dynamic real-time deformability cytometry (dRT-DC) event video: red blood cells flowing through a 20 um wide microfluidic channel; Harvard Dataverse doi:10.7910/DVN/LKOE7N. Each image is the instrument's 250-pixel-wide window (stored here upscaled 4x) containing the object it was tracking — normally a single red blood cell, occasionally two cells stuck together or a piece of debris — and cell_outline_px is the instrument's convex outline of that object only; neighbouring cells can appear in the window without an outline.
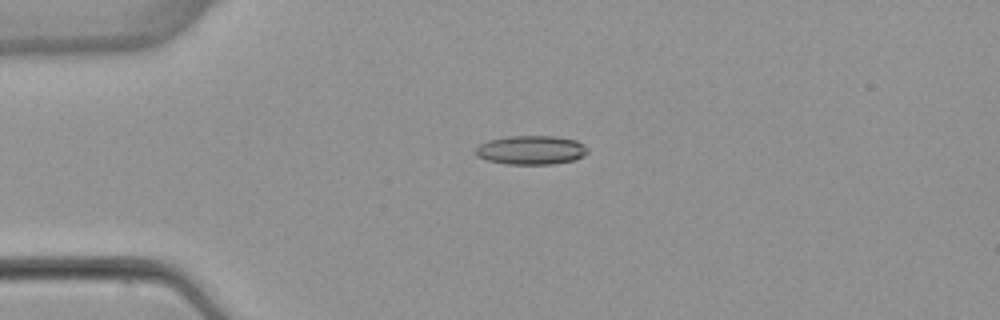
{"species": "common noctule bat (a hibernating species)", "species_latin": "Nyctalus noctula", "temperature_condition": "warm", "stored_images_in_passage": 45, "camera_frame_rate_fps": 3000, "um_per_image_px": 0.085, "animal": {"sex": "female", "body_mass_g": 22.7, "forearm_length_mm": 54.2}, "frame": {"image": 1, "passage_image": 5, "time_ms": 1.333, "image_size_px": [1000, 320], "cell_outline_px": [[588, 152], [584, 156], [572, 160], [552, 164], [508, 164], [488, 160], [476, 156], [476, 148], [480, 144], [488, 140], [508, 136], [556, 136], [576, 140], [588, 148]], "centroid_in_image_um": [45.15, 12.75], "position_along_channel_um": 39.8, "area_um2": 18.84}}
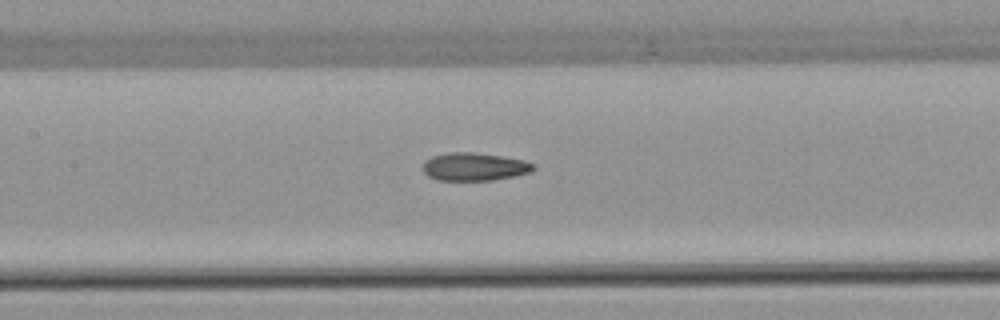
{"frame": {"image": 2, "passage_image": 17, "time_ms": 5.333, "image_size_px": [1000, 320], "cell_outline_px": [[536, 168], [532, 172], [516, 176], [492, 180], [436, 180], [428, 176], [424, 172], [424, 160], [432, 156], [452, 152], [472, 152], [504, 156], [524, 160], [536, 164]], "centroid_in_image_um": [40.37, 14.17], "position_along_channel_um": 167.0, "area_um2": 18.21}}
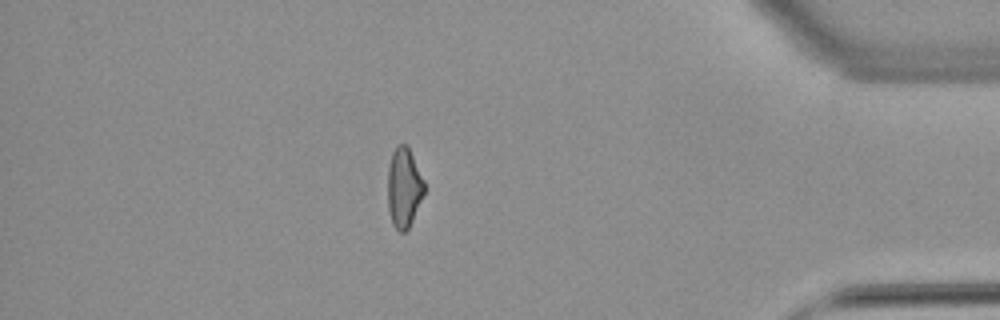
{"frame": {"image": 3, "passage_image": 38, "time_ms": 12.333, "image_size_px": [1000, 320], "cell_outline_px": [[424, 192], [412, 220], [408, 228], [404, 232], [400, 232], [392, 224], [388, 208], [388, 168], [392, 152], [396, 144], [408, 144], [424, 180]], "centroid_in_image_um": [34.32, 15.9], "position_along_channel_um": 400.9, "area_um2": 16.99}, "authors_computed_cell_mechanics": {"area_um2": 17.8602, "velocity_mm_per_s": 3.9115, "shape_relaxation_time_tau1_ms": null, "shape_relaxation_time_tau2_ms": 3.5808, "deformation_change_tau1": null, "deformation_change_tau2": 0.1326}}